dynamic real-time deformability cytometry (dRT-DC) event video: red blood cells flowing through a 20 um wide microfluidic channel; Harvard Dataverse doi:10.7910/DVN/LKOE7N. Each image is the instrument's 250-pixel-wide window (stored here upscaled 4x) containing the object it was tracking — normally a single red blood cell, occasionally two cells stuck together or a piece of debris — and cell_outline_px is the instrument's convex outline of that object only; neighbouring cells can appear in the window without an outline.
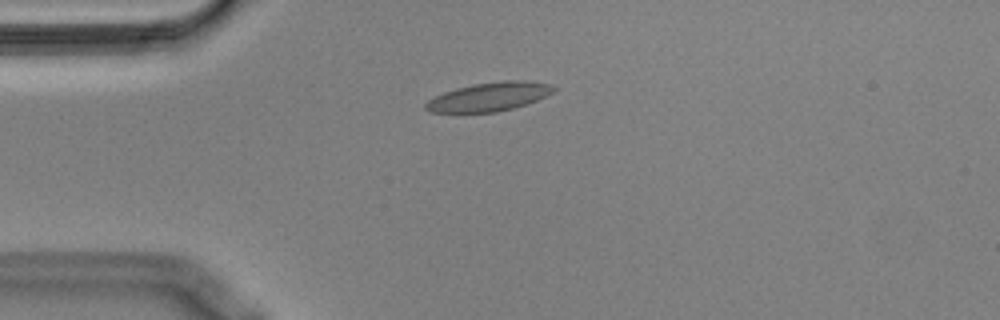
{"species": "Egyptian fruit bat (a non-hibernating species)", "species_latin": "Rousettus aegyptiacus", "temperature_condition": "cold", "stored_images_in_passage": 35, "camera_frame_rate_fps": 3000, "um_per_image_px": 0.085, "animal": {"sex": "male"}, "frame": {"image": 1, "passage_image": 1, "time_ms": 0.0, "image_size_px": [1000, 320], "cell_outline_px": [[556, 88], [552, 92], [536, 100], [512, 108], [496, 112], [432, 112], [424, 108], [424, 104], [428, 100], [444, 92], [456, 88], [472, 84], [504, 80], [524, 80], [552, 84]], "centroid_in_image_um": [41.56, 8.21], "position_along_channel_um": 43.4, "area_um2": 21.21}}
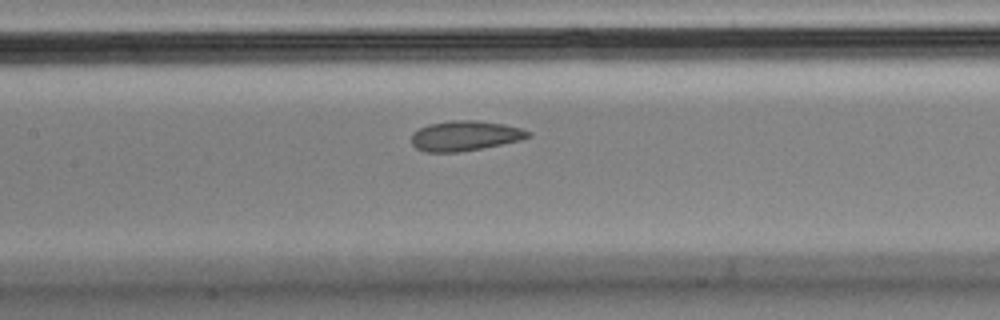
{"frame": {"image": 2, "passage_image": 13, "time_ms": 4.0, "image_size_px": [1000, 320], "cell_outline_px": [[532, 136], [520, 140], [480, 148], [456, 152], [424, 152], [416, 148], [412, 144], [412, 132], [428, 124], [452, 120], [476, 120], [504, 124], [520, 128], [532, 132]], "centroid_in_image_um": [39.51, 11.53], "position_along_channel_um": 167.9, "area_um2": 20.35}}
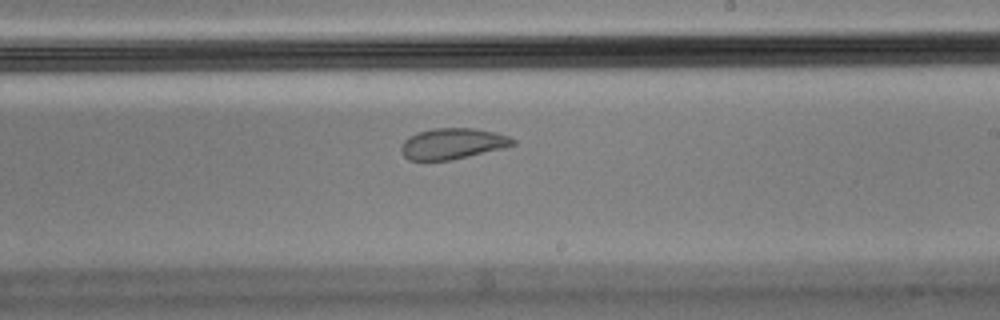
{"frame": {"image": 3, "passage_image": 20, "time_ms": 6.333, "image_size_px": [1000, 320], "cell_outline_px": [[516, 144], [452, 160], [408, 160], [404, 156], [400, 148], [400, 144], [404, 140], [416, 132], [432, 128], [476, 128], [496, 132], [508, 136], [516, 140]], "centroid_in_image_um": [38.43, 12.2], "position_along_channel_um": 250.6, "area_um2": 20.11}, "authors_computed_cell_mechanics": {"area_um2": 20.5768, "velocity_mm_per_s": 3.5551, "shape_relaxation_time_tau1_ms": null, "shape_relaxation_time_tau2_ms": 1.2886, "deformation_change_tau1": null, "deformation_change_tau2": 0.0551}}